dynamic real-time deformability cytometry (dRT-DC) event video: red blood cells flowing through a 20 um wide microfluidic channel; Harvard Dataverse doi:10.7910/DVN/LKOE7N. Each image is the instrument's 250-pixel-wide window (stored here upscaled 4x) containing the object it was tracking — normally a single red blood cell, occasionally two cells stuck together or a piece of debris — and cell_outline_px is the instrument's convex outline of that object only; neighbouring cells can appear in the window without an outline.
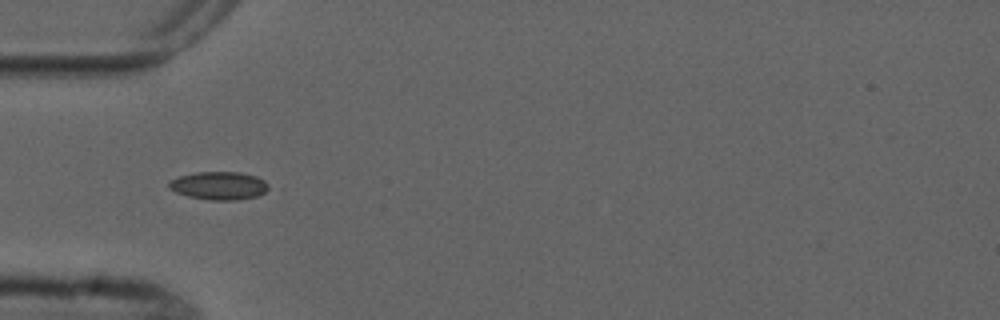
{"species": "common noctule bat (a hibernating species)", "species_latin": "Nyctalus noctula", "temperature_condition": "cold", "stored_images_in_passage": 5, "camera_frame_rate_fps": 3000, "um_per_image_px": 0.085, "animal": {"sex": "male", "forearm_length_mm": 52.5}, "frame": {"image": 1, "passage_image": 4, "time_ms": 3.333, "image_size_px": [1000, 320], "cell_outline_px": [[272, 188], [256, 196], [240, 200], [208, 200], [188, 196], [176, 192], [168, 188], [168, 180], [180, 176], [196, 172], [240, 172], [256, 176], [264, 180]], "centroid_in_image_um": [18.62, 15.78], "position_along_channel_um": 66.4, "area_um2": 16.47}}
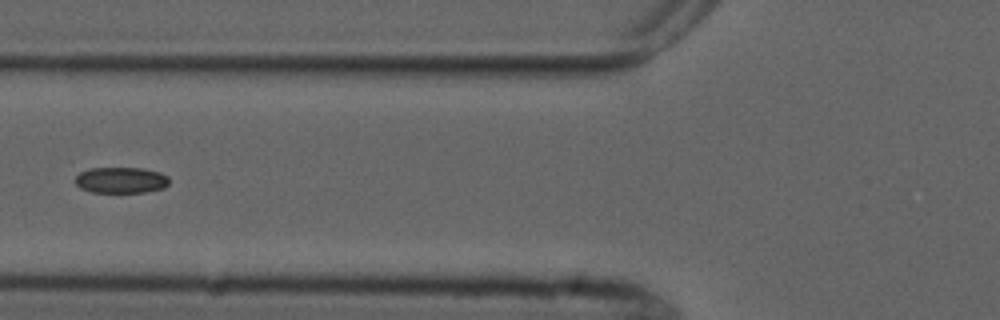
{"frame": {"image": 2, "passage_image": 5, "time_ms": 4.667, "image_size_px": [1000, 320], "cell_outline_px": [[168, 184], [164, 188], [144, 192], [92, 192], [80, 188], [76, 184], [76, 176], [80, 172], [88, 168], [144, 168], [160, 172], [168, 176]], "centroid_in_image_um": [10.29, 15.3], "position_along_channel_um": 115.5, "area_um2": 14.28}}